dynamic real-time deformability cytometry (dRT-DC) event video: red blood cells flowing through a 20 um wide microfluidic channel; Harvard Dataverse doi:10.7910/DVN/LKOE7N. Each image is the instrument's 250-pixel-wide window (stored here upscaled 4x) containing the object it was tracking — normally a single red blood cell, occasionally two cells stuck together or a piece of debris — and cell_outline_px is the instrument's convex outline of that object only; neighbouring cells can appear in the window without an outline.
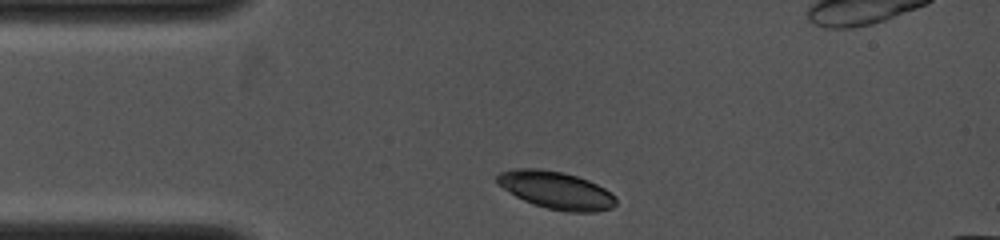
{"species": "common noctule bat (a hibernating species)", "species_latin": "Nyctalus noctula", "temperature_condition": "cold", "stored_images_in_passage": 31, "camera_frame_rate_fps": 4000, "um_per_image_px": 0.085, "animal": {"sex": "female", "body_mass_g": 19.0, "forearm_length_mm": 53.3}, "frame": {"image": 1, "passage_image": 1, "time_ms": 0.0, "image_size_px": [1000, 240], "cell_outline_px": [[616, 204], [612, 208], [596, 212], [568, 212], [548, 208], [532, 204], [516, 196], [496, 184], [496, 176], [500, 172], [516, 168], [540, 168], [564, 172], [588, 180], [604, 188], [616, 196]], "centroid_in_image_um": [47.26, 16.16], "position_along_channel_um": 37.7, "area_um2": 26.13}}
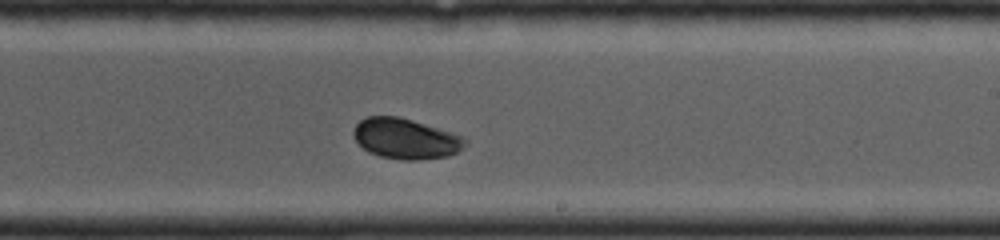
{"frame": {"image": 2, "passage_image": 17, "time_ms": 5.0, "image_size_px": [1000, 240], "cell_outline_px": [[468, 140], [456, 152], [448, 156], [416, 160], [404, 160], [380, 156], [368, 152], [352, 136], [352, 132], [356, 124], [360, 120], [368, 116], [396, 116], [412, 120], [452, 132], [464, 136]], "centroid_in_image_um": [34.46, 11.78], "position_along_channel_um": 254.5, "area_um2": 26.18}}
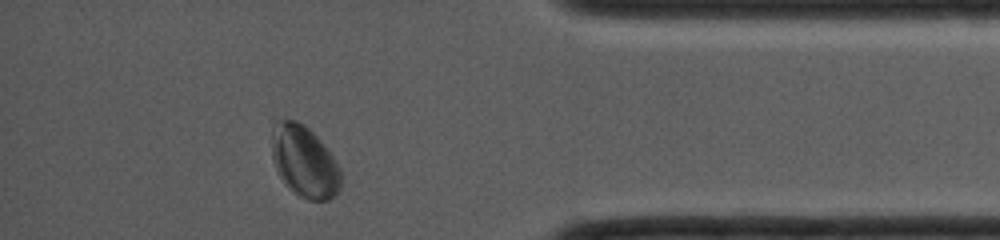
{"frame": {"image": 3, "passage_image": 28, "time_ms": 8.5, "image_size_px": [1000, 240], "cell_outline_px": [[340, 188], [328, 200], [308, 200], [300, 196], [284, 184], [272, 160], [272, 128], [276, 120], [296, 120], [304, 124], [320, 140], [336, 160], [340, 168]], "centroid_in_image_um": [25.85, 13.71], "position_along_channel_um": 409.3, "area_um2": 28.73}}